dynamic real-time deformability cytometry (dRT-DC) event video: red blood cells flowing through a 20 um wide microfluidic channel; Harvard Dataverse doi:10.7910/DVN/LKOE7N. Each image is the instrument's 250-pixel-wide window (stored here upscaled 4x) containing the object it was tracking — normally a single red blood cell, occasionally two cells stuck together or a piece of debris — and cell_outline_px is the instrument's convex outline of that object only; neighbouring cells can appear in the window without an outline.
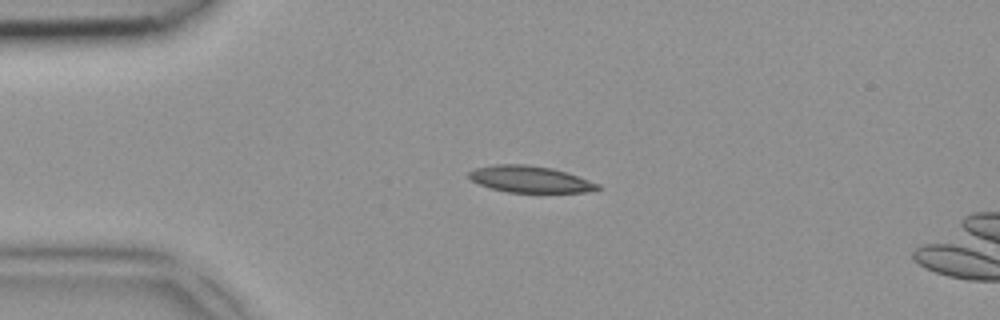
{"species": "common noctule bat (a hibernating species)", "species_latin": "Nyctalus noctula", "temperature_condition": "room temperature", "stored_images_in_passage": 5, "camera_frame_rate_fps": 3000, "um_per_image_px": 0.085, "animal": {"sex": "female", "body_mass_g": 18.4}, "frame": {"image": 1, "passage_image": 3, "time_ms": 0.667, "image_size_px": [1000, 320], "cell_outline_px": [[600, 188], [584, 192], [508, 192], [492, 188], [480, 184], [472, 180], [468, 176], [468, 172], [476, 168], [496, 164], [528, 164], [552, 168], [600, 184]], "centroid_in_image_um": [45.02, 15.23], "position_along_channel_um": 40.0, "area_um2": 19.59}}